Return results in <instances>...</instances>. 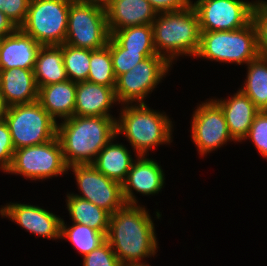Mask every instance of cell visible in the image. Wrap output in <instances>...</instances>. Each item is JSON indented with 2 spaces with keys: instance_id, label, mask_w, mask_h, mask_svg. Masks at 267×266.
Wrapping results in <instances>:
<instances>
[{
  "instance_id": "obj_7",
  "label": "cell",
  "mask_w": 267,
  "mask_h": 266,
  "mask_svg": "<svg viewBox=\"0 0 267 266\" xmlns=\"http://www.w3.org/2000/svg\"><path fill=\"white\" fill-rule=\"evenodd\" d=\"M110 36L104 6L88 0L70 3L65 44L97 50L108 44Z\"/></svg>"
},
{
  "instance_id": "obj_22",
  "label": "cell",
  "mask_w": 267,
  "mask_h": 266,
  "mask_svg": "<svg viewBox=\"0 0 267 266\" xmlns=\"http://www.w3.org/2000/svg\"><path fill=\"white\" fill-rule=\"evenodd\" d=\"M112 141L113 139L98 153L91 164L106 177L122 184L134 161L123 144H114Z\"/></svg>"
},
{
  "instance_id": "obj_1",
  "label": "cell",
  "mask_w": 267,
  "mask_h": 266,
  "mask_svg": "<svg viewBox=\"0 0 267 266\" xmlns=\"http://www.w3.org/2000/svg\"><path fill=\"white\" fill-rule=\"evenodd\" d=\"M156 239L154 223L139 204H125L110 215L106 240L122 266L154 256Z\"/></svg>"
},
{
  "instance_id": "obj_11",
  "label": "cell",
  "mask_w": 267,
  "mask_h": 266,
  "mask_svg": "<svg viewBox=\"0 0 267 266\" xmlns=\"http://www.w3.org/2000/svg\"><path fill=\"white\" fill-rule=\"evenodd\" d=\"M255 2L242 0H197L194 7L200 31H232L252 21Z\"/></svg>"
},
{
  "instance_id": "obj_18",
  "label": "cell",
  "mask_w": 267,
  "mask_h": 266,
  "mask_svg": "<svg viewBox=\"0 0 267 266\" xmlns=\"http://www.w3.org/2000/svg\"><path fill=\"white\" fill-rule=\"evenodd\" d=\"M105 11L110 34L130 26L152 24L157 16L148 0H112Z\"/></svg>"
},
{
  "instance_id": "obj_32",
  "label": "cell",
  "mask_w": 267,
  "mask_h": 266,
  "mask_svg": "<svg viewBox=\"0 0 267 266\" xmlns=\"http://www.w3.org/2000/svg\"><path fill=\"white\" fill-rule=\"evenodd\" d=\"M83 266H122L107 240L83 257Z\"/></svg>"
},
{
  "instance_id": "obj_20",
  "label": "cell",
  "mask_w": 267,
  "mask_h": 266,
  "mask_svg": "<svg viewBox=\"0 0 267 266\" xmlns=\"http://www.w3.org/2000/svg\"><path fill=\"white\" fill-rule=\"evenodd\" d=\"M115 102V87L89 81L77 82L74 115L113 117L108 112Z\"/></svg>"
},
{
  "instance_id": "obj_37",
  "label": "cell",
  "mask_w": 267,
  "mask_h": 266,
  "mask_svg": "<svg viewBox=\"0 0 267 266\" xmlns=\"http://www.w3.org/2000/svg\"><path fill=\"white\" fill-rule=\"evenodd\" d=\"M16 29L17 27L13 24V22L0 11V38L10 35Z\"/></svg>"
},
{
  "instance_id": "obj_31",
  "label": "cell",
  "mask_w": 267,
  "mask_h": 266,
  "mask_svg": "<svg viewBox=\"0 0 267 266\" xmlns=\"http://www.w3.org/2000/svg\"><path fill=\"white\" fill-rule=\"evenodd\" d=\"M250 138L259 153L267 158V110L259 111L244 140Z\"/></svg>"
},
{
  "instance_id": "obj_36",
  "label": "cell",
  "mask_w": 267,
  "mask_h": 266,
  "mask_svg": "<svg viewBox=\"0 0 267 266\" xmlns=\"http://www.w3.org/2000/svg\"><path fill=\"white\" fill-rule=\"evenodd\" d=\"M156 13L180 11L191 5V0H148Z\"/></svg>"
},
{
  "instance_id": "obj_12",
  "label": "cell",
  "mask_w": 267,
  "mask_h": 266,
  "mask_svg": "<svg viewBox=\"0 0 267 266\" xmlns=\"http://www.w3.org/2000/svg\"><path fill=\"white\" fill-rule=\"evenodd\" d=\"M71 168L82 194H75L74 196L88 200L110 214L115 213L126 204L122 194V184L106 177L92 164L68 166V169Z\"/></svg>"
},
{
  "instance_id": "obj_24",
  "label": "cell",
  "mask_w": 267,
  "mask_h": 266,
  "mask_svg": "<svg viewBox=\"0 0 267 266\" xmlns=\"http://www.w3.org/2000/svg\"><path fill=\"white\" fill-rule=\"evenodd\" d=\"M67 209L74 223L87 225L88 227L107 235L110 221V213L96 206L88 200L74 194H67Z\"/></svg>"
},
{
  "instance_id": "obj_14",
  "label": "cell",
  "mask_w": 267,
  "mask_h": 266,
  "mask_svg": "<svg viewBox=\"0 0 267 266\" xmlns=\"http://www.w3.org/2000/svg\"><path fill=\"white\" fill-rule=\"evenodd\" d=\"M0 214L28 232L47 239H60L61 217L39 206L10 202L0 209Z\"/></svg>"
},
{
  "instance_id": "obj_17",
  "label": "cell",
  "mask_w": 267,
  "mask_h": 266,
  "mask_svg": "<svg viewBox=\"0 0 267 266\" xmlns=\"http://www.w3.org/2000/svg\"><path fill=\"white\" fill-rule=\"evenodd\" d=\"M34 69H0V93L7 107L38 101Z\"/></svg>"
},
{
  "instance_id": "obj_19",
  "label": "cell",
  "mask_w": 267,
  "mask_h": 266,
  "mask_svg": "<svg viewBox=\"0 0 267 266\" xmlns=\"http://www.w3.org/2000/svg\"><path fill=\"white\" fill-rule=\"evenodd\" d=\"M222 109L233 141H242L247 136L256 114L260 111L240 89L230 99L215 100Z\"/></svg>"
},
{
  "instance_id": "obj_39",
  "label": "cell",
  "mask_w": 267,
  "mask_h": 266,
  "mask_svg": "<svg viewBox=\"0 0 267 266\" xmlns=\"http://www.w3.org/2000/svg\"><path fill=\"white\" fill-rule=\"evenodd\" d=\"M88 1H91V2H94L98 5H101V6H106L108 5L112 0H88Z\"/></svg>"
},
{
  "instance_id": "obj_33",
  "label": "cell",
  "mask_w": 267,
  "mask_h": 266,
  "mask_svg": "<svg viewBox=\"0 0 267 266\" xmlns=\"http://www.w3.org/2000/svg\"><path fill=\"white\" fill-rule=\"evenodd\" d=\"M252 21L257 29L260 54L267 55V2L256 1L252 11Z\"/></svg>"
},
{
  "instance_id": "obj_29",
  "label": "cell",
  "mask_w": 267,
  "mask_h": 266,
  "mask_svg": "<svg viewBox=\"0 0 267 266\" xmlns=\"http://www.w3.org/2000/svg\"><path fill=\"white\" fill-rule=\"evenodd\" d=\"M63 64L67 78L73 82L87 81L90 70V49L63 44Z\"/></svg>"
},
{
  "instance_id": "obj_23",
  "label": "cell",
  "mask_w": 267,
  "mask_h": 266,
  "mask_svg": "<svg viewBox=\"0 0 267 266\" xmlns=\"http://www.w3.org/2000/svg\"><path fill=\"white\" fill-rule=\"evenodd\" d=\"M33 71L38 88L68 80L63 64V44L42 46Z\"/></svg>"
},
{
  "instance_id": "obj_38",
  "label": "cell",
  "mask_w": 267,
  "mask_h": 266,
  "mask_svg": "<svg viewBox=\"0 0 267 266\" xmlns=\"http://www.w3.org/2000/svg\"><path fill=\"white\" fill-rule=\"evenodd\" d=\"M6 109H7V106L5 105L3 101V97L0 93V120H2L4 115L6 114Z\"/></svg>"
},
{
  "instance_id": "obj_35",
  "label": "cell",
  "mask_w": 267,
  "mask_h": 266,
  "mask_svg": "<svg viewBox=\"0 0 267 266\" xmlns=\"http://www.w3.org/2000/svg\"><path fill=\"white\" fill-rule=\"evenodd\" d=\"M15 148L12 143L9 128L4 119L0 120V168L4 172L12 163Z\"/></svg>"
},
{
  "instance_id": "obj_26",
  "label": "cell",
  "mask_w": 267,
  "mask_h": 266,
  "mask_svg": "<svg viewBox=\"0 0 267 266\" xmlns=\"http://www.w3.org/2000/svg\"><path fill=\"white\" fill-rule=\"evenodd\" d=\"M124 49L133 52H156L152 24L130 26L111 33Z\"/></svg>"
},
{
  "instance_id": "obj_28",
  "label": "cell",
  "mask_w": 267,
  "mask_h": 266,
  "mask_svg": "<svg viewBox=\"0 0 267 266\" xmlns=\"http://www.w3.org/2000/svg\"><path fill=\"white\" fill-rule=\"evenodd\" d=\"M87 81L106 87L116 86V77L108 44L97 50H90V70Z\"/></svg>"
},
{
  "instance_id": "obj_34",
  "label": "cell",
  "mask_w": 267,
  "mask_h": 266,
  "mask_svg": "<svg viewBox=\"0 0 267 266\" xmlns=\"http://www.w3.org/2000/svg\"><path fill=\"white\" fill-rule=\"evenodd\" d=\"M30 0H0V11L20 28L26 19Z\"/></svg>"
},
{
  "instance_id": "obj_8",
  "label": "cell",
  "mask_w": 267,
  "mask_h": 266,
  "mask_svg": "<svg viewBox=\"0 0 267 266\" xmlns=\"http://www.w3.org/2000/svg\"><path fill=\"white\" fill-rule=\"evenodd\" d=\"M73 0H33L20 29L42 46L65 43Z\"/></svg>"
},
{
  "instance_id": "obj_10",
  "label": "cell",
  "mask_w": 267,
  "mask_h": 266,
  "mask_svg": "<svg viewBox=\"0 0 267 266\" xmlns=\"http://www.w3.org/2000/svg\"><path fill=\"white\" fill-rule=\"evenodd\" d=\"M171 64L156 54L135 65L130 71L116 79L115 96L120 104L145 103V97L168 73Z\"/></svg>"
},
{
  "instance_id": "obj_21",
  "label": "cell",
  "mask_w": 267,
  "mask_h": 266,
  "mask_svg": "<svg viewBox=\"0 0 267 266\" xmlns=\"http://www.w3.org/2000/svg\"><path fill=\"white\" fill-rule=\"evenodd\" d=\"M77 83L71 80L39 87L38 102L56 121L74 116Z\"/></svg>"
},
{
  "instance_id": "obj_5",
  "label": "cell",
  "mask_w": 267,
  "mask_h": 266,
  "mask_svg": "<svg viewBox=\"0 0 267 266\" xmlns=\"http://www.w3.org/2000/svg\"><path fill=\"white\" fill-rule=\"evenodd\" d=\"M260 55L257 29L253 21L232 31H201L195 56L238 65L248 64Z\"/></svg>"
},
{
  "instance_id": "obj_9",
  "label": "cell",
  "mask_w": 267,
  "mask_h": 266,
  "mask_svg": "<svg viewBox=\"0 0 267 266\" xmlns=\"http://www.w3.org/2000/svg\"><path fill=\"white\" fill-rule=\"evenodd\" d=\"M59 138L14 151L12 163L6 173H15L33 180H44L68 171Z\"/></svg>"
},
{
  "instance_id": "obj_2",
  "label": "cell",
  "mask_w": 267,
  "mask_h": 266,
  "mask_svg": "<svg viewBox=\"0 0 267 266\" xmlns=\"http://www.w3.org/2000/svg\"><path fill=\"white\" fill-rule=\"evenodd\" d=\"M65 162L91 164L98 153L116 137V118L104 116H72L57 124Z\"/></svg>"
},
{
  "instance_id": "obj_27",
  "label": "cell",
  "mask_w": 267,
  "mask_h": 266,
  "mask_svg": "<svg viewBox=\"0 0 267 266\" xmlns=\"http://www.w3.org/2000/svg\"><path fill=\"white\" fill-rule=\"evenodd\" d=\"M60 238L71 241L83 257L106 240V236L102 232L78 223H73L72 226L67 227L63 219L61 220Z\"/></svg>"
},
{
  "instance_id": "obj_25",
  "label": "cell",
  "mask_w": 267,
  "mask_h": 266,
  "mask_svg": "<svg viewBox=\"0 0 267 266\" xmlns=\"http://www.w3.org/2000/svg\"><path fill=\"white\" fill-rule=\"evenodd\" d=\"M246 66L248 73L240 90L260 111L267 110V55L260 54Z\"/></svg>"
},
{
  "instance_id": "obj_16",
  "label": "cell",
  "mask_w": 267,
  "mask_h": 266,
  "mask_svg": "<svg viewBox=\"0 0 267 266\" xmlns=\"http://www.w3.org/2000/svg\"><path fill=\"white\" fill-rule=\"evenodd\" d=\"M42 47L20 28L0 38V69H34Z\"/></svg>"
},
{
  "instance_id": "obj_40",
  "label": "cell",
  "mask_w": 267,
  "mask_h": 266,
  "mask_svg": "<svg viewBox=\"0 0 267 266\" xmlns=\"http://www.w3.org/2000/svg\"><path fill=\"white\" fill-rule=\"evenodd\" d=\"M123 266H149V264H145V262H136V263H129Z\"/></svg>"
},
{
  "instance_id": "obj_3",
  "label": "cell",
  "mask_w": 267,
  "mask_h": 266,
  "mask_svg": "<svg viewBox=\"0 0 267 266\" xmlns=\"http://www.w3.org/2000/svg\"><path fill=\"white\" fill-rule=\"evenodd\" d=\"M152 26L156 52L171 65L179 55L195 57L201 31L192 5L180 11L157 13Z\"/></svg>"
},
{
  "instance_id": "obj_4",
  "label": "cell",
  "mask_w": 267,
  "mask_h": 266,
  "mask_svg": "<svg viewBox=\"0 0 267 266\" xmlns=\"http://www.w3.org/2000/svg\"><path fill=\"white\" fill-rule=\"evenodd\" d=\"M116 119V136L124 134L137 156L147 155L151 148L172 142V121L149 109L145 103L126 104ZM166 142V143H165Z\"/></svg>"
},
{
  "instance_id": "obj_6",
  "label": "cell",
  "mask_w": 267,
  "mask_h": 266,
  "mask_svg": "<svg viewBox=\"0 0 267 266\" xmlns=\"http://www.w3.org/2000/svg\"><path fill=\"white\" fill-rule=\"evenodd\" d=\"M5 120L15 150L46 143L57 136V121L38 101L6 109Z\"/></svg>"
},
{
  "instance_id": "obj_30",
  "label": "cell",
  "mask_w": 267,
  "mask_h": 266,
  "mask_svg": "<svg viewBox=\"0 0 267 266\" xmlns=\"http://www.w3.org/2000/svg\"><path fill=\"white\" fill-rule=\"evenodd\" d=\"M110 54L112 57L113 69L116 79L130 71L135 65L149 56H154L157 52H133L122 48L110 36Z\"/></svg>"
},
{
  "instance_id": "obj_15",
  "label": "cell",
  "mask_w": 267,
  "mask_h": 266,
  "mask_svg": "<svg viewBox=\"0 0 267 266\" xmlns=\"http://www.w3.org/2000/svg\"><path fill=\"white\" fill-rule=\"evenodd\" d=\"M136 160L122 183V194L126 204H137L133 190L149 196L160 192L165 182L163 169L158 162L146 158V155L138 156Z\"/></svg>"
},
{
  "instance_id": "obj_13",
  "label": "cell",
  "mask_w": 267,
  "mask_h": 266,
  "mask_svg": "<svg viewBox=\"0 0 267 266\" xmlns=\"http://www.w3.org/2000/svg\"><path fill=\"white\" fill-rule=\"evenodd\" d=\"M192 118L191 136L201 156L233 141L223 111L213 99L200 104Z\"/></svg>"
}]
</instances>
